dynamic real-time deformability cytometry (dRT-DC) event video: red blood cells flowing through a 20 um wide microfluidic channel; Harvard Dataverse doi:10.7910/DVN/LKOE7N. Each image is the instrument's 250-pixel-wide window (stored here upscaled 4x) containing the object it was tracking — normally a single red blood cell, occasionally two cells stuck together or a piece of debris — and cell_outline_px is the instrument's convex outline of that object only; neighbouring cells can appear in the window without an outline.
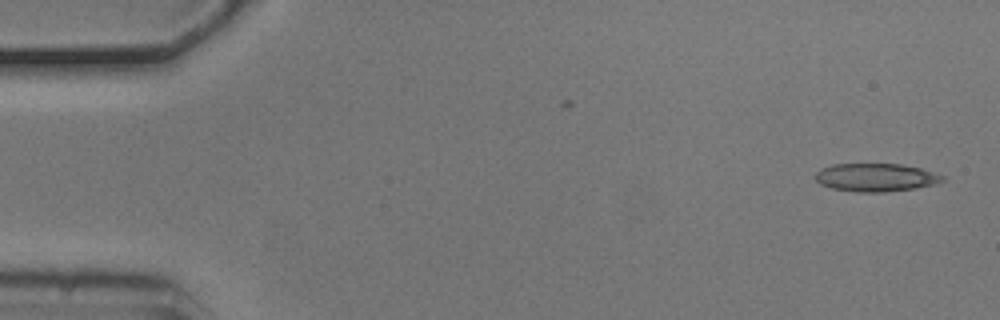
{"species": "common noctule bat (a hibernating species)", "species_latin": "Nyctalus noctula", "temperature_condition": "cold", "stored_images_in_passage": 2, "camera_frame_rate_fps": 3000, "um_per_image_px": 0.085, "animal": {"sex": "male", "body_mass_g": 20.5, "forearm_length_mm": 52.5}, "frame": {"image": 1, "passage_image": 2, "time_ms": 0.333, "image_size_px": [1000, 320], "cell_outline_px": [[944, 180], [936, 184], [916, 188], [884, 192], [856, 192], [832, 188], [820, 184], [816, 180], [816, 172], [820, 168], [832, 164], [900, 164], [920, 168], [944, 176]], "centroid_in_image_um": [74.43, 15.08], "position_along_channel_um": 10.6, "area_um2": 20.81}}